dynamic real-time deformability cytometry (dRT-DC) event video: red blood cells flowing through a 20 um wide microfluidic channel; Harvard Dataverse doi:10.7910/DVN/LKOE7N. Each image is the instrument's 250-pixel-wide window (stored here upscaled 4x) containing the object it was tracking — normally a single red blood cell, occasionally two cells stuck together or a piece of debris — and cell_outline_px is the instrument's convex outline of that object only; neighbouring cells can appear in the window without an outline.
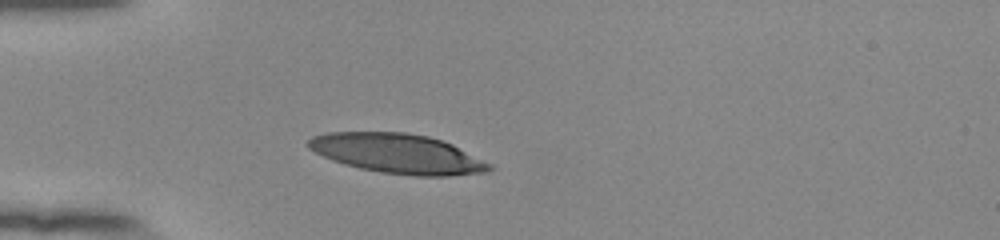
{"species": "human", "species_latin": "Homo sapiens", "temperature_condition": "room temperature", "stored_images_in_passage": 31, "camera_frame_rate_fps": 3000, "um_per_image_px": 0.085, "donor": {"sex": "female"}, "frame": {"image": 1, "passage_image": 1, "time_ms": 0.0, "image_size_px": [1000, 240], "cell_outline_px": [[492, 168], [484, 172], [448, 176], [416, 176], [380, 172], [360, 168], [344, 164], [332, 160], [308, 148], [308, 140], [312, 136], [328, 132], [404, 132], [428, 136], [452, 144], [492, 164]], "centroid_in_image_um": [33.79, 13.05], "position_along_channel_um": 51.2, "area_um2": 41.56}}
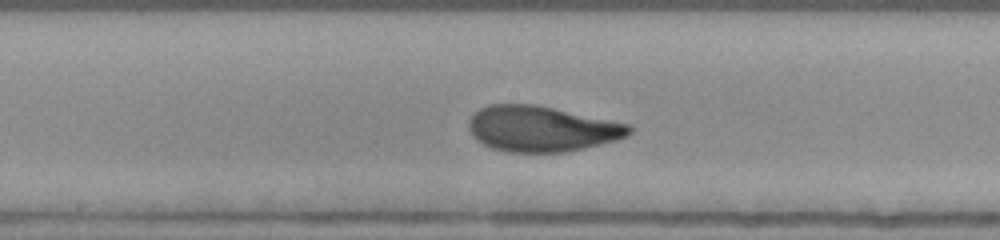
{"frame": {"image": 2, "passage_image": 14, "time_ms": 4.333, "image_size_px": [1000, 240], "cell_outline_px": [[632, 132], [628, 136], [616, 140], [584, 148], [564, 152], [508, 152], [492, 148], [476, 140], [472, 136], [468, 128], [468, 120], [480, 108], [488, 104], [536, 104], [628, 124], [632, 128]], "centroid_in_image_um": [46.0, 10.94], "position_along_channel_um": 202.2, "area_um2": 42.6}}
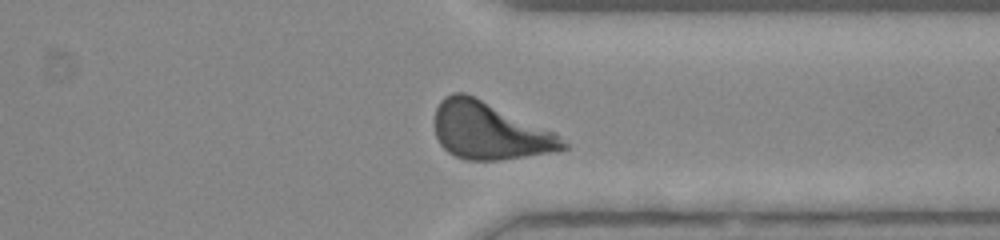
{"frame": {"image": 3, "passage_image": 27, "time_ms": 8.667, "image_size_px": [1000, 240], "cell_outline_px": [[568, 148], [548, 152], [500, 160], [464, 160], [448, 152], [440, 144], [436, 136], [432, 124], [436, 108], [440, 100], [444, 96], [452, 92], [464, 92], [556, 132], [568, 144]], "centroid_in_image_um": [41.55, 11.11], "position_along_channel_um": 369.8, "area_um2": 42.77}, "authors_computed_cell_mechanics": {"area_um2": 42.194, "velocity_mm_per_s": 3.8689, "shape_relaxation_time_tau1_ms": 3.0792, "shape_relaxation_time_tau2_ms": 0.9193, "deformation_change_tau1": 0.1608, "deformation_change_tau2": 0.0683}}